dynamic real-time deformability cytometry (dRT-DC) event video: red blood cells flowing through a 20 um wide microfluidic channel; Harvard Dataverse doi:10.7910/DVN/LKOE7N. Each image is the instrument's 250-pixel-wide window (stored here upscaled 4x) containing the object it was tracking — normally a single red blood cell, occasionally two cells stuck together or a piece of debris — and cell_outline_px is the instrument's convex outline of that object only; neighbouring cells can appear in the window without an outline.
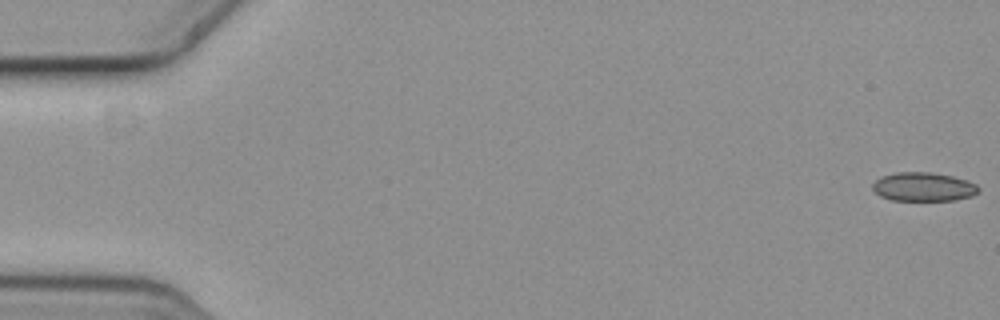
{"species": "common noctule bat (a hibernating species)", "species_latin": "Nyctalus noctula", "temperature_condition": "cold", "stored_images_in_passage": 6, "camera_frame_rate_fps": 3000, "um_per_image_px": 0.085, "animal": {"sex": "female", "body_mass_g": 19.3, "forearm_length_mm": 54.1}, "frame": {"image": 1, "passage_image": 1, "time_ms": 0.0, "image_size_px": [1000, 320], "cell_outline_px": [[980, 188], [972, 196], [956, 200], [892, 200], [880, 196], [872, 188], [872, 184], [880, 176], [896, 172], [932, 172], [952, 176], [968, 180], [976, 184]], "centroid_in_image_um": [78.49, 15.87], "position_along_channel_um": 6.5, "area_um2": 17.86}}
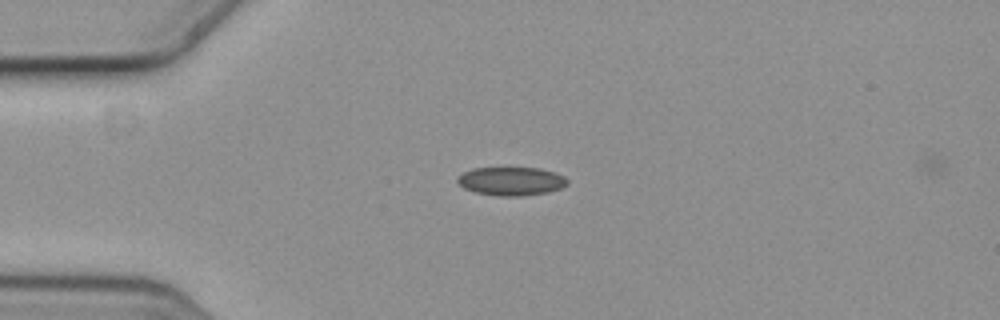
{"frame": {"image": 2, "passage_image": 5, "time_ms": 1.333, "image_size_px": [1000, 320], "cell_outline_px": [[568, 184], [560, 188], [548, 192], [524, 196], [496, 196], [476, 192], [464, 188], [456, 180], [464, 172], [472, 168], [540, 168], [556, 172], [564, 176], [568, 180]], "centroid_in_image_um": [43.49, 15.4], "position_along_channel_um": 41.5, "area_um2": 18.26}}